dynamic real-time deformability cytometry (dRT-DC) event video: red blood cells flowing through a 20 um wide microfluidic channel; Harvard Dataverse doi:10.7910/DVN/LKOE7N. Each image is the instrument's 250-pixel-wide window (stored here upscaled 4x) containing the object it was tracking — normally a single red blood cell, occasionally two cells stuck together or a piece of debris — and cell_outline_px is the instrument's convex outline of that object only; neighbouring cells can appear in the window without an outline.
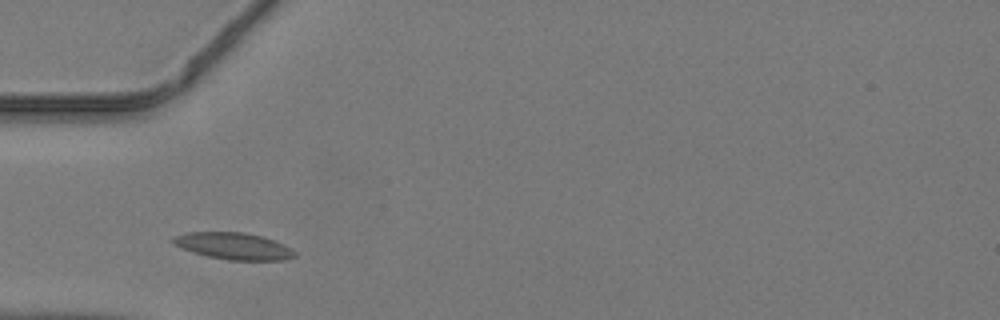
{"species": "common noctule bat (a hibernating species)", "species_latin": "Nyctalus noctula", "temperature_condition": "warm", "stored_images_in_passage": 33, "camera_frame_rate_fps": 3000, "um_per_image_px": 0.085, "animal": {"sex": "male", "body_mass_g": 19.2, "forearm_length_mm": 51.8}, "frame": {"image": 1, "passage_image": 2, "time_ms": 0.333, "image_size_px": [1000, 320], "cell_outline_px": [[296, 256], [284, 260], [228, 260], [208, 256], [192, 252], [180, 248], [172, 244], [168, 240], [172, 236], [188, 232], [244, 232], [260, 236], [284, 244], [292, 248], [296, 252]], "centroid_in_image_um": [19.8, 20.91], "position_along_channel_um": 65.2, "area_um2": 19.19}}
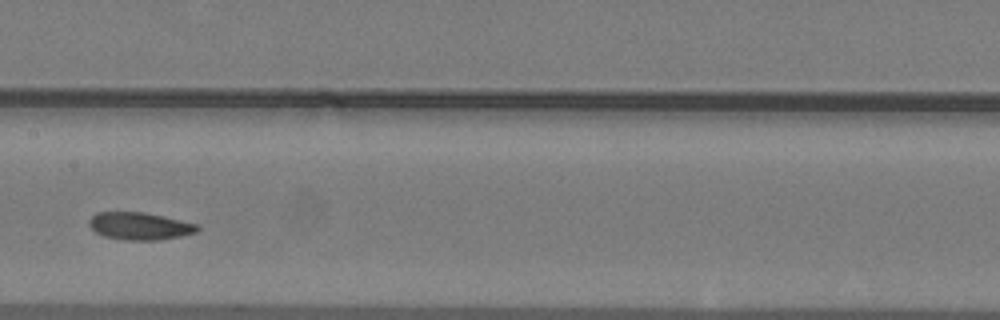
{"frame": {"image": 2, "passage_image": 11, "time_ms": 3.333, "image_size_px": [1000, 320], "cell_outline_px": [[200, 228], [196, 232], [180, 236], [160, 240], [124, 240], [104, 236], [96, 232], [88, 224], [88, 220], [96, 212], [144, 212], [200, 224]], "centroid_in_image_um": [11.89, 19.21], "position_along_channel_um": 195.5, "area_um2": 17.4}}
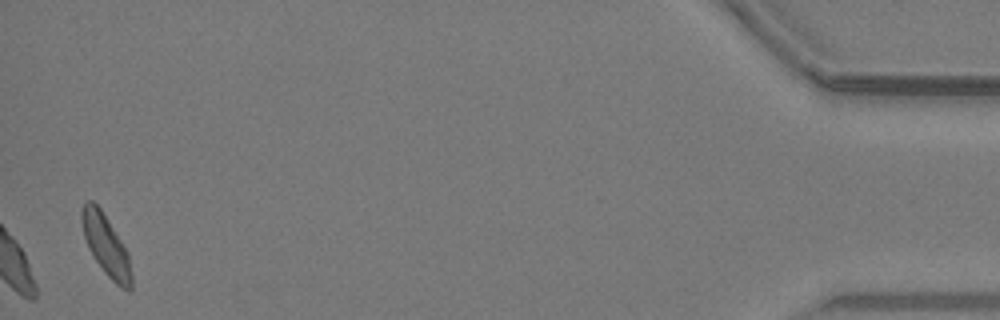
{"frame": {"image": 3, "passage_image": 33, "time_ms": 10.667, "image_size_px": [1000, 320], "cell_outline_px": [[132, 288], [128, 292], [120, 288], [104, 272], [92, 256], [88, 248], [84, 236], [80, 220], [80, 208], [84, 200], [92, 200], [100, 208], [128, 252], [132, 276]], "centroid_in_image_um": [8.98, 20.85], "position_along_channel_um": 426.2, "area_um2": 17.86}}